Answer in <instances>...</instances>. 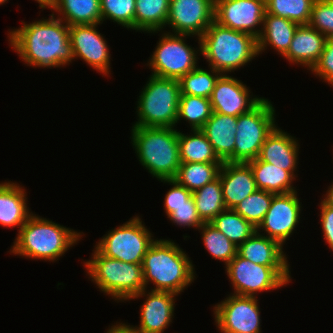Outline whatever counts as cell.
<instances>
[{
  "label": "cell",
  "mask_w": 333,
  "mask_h": 333,
  "mask_svg": "<svg viewBox=\"0 0 333 333\" xmlns=\"http://www.w3.org/2000/svg\"><path fill=\"white\" fill-rule=\"evenodd\" d=\"M50 16L29 24L24 22L8 34L12 48L27 65L59 67L74 59L69 26L60 17Z\"/></svg>",
  "instance_id": "1"
},
{
  "label": "cell",
  "mask_w": 333,
  "mask_h": 333,
  "mask_svg": "<svg viewBox=\"0 0 333 333\" xmlns=\"http://www.w3.org/2000/svg\"><path fill=\"white\" fill-rule=\"evenodd\" d=\"M145 289L153 282L152 291H168L178 295L194 280L195 273L191 260L171 240H155L147 250L143 262Z\"/></svg>",
  "instance_id": "2"
},
{
  "label": "cell",
  "mask_w": 333,
  "mask_h": 333,
  "mask_svg": "<svg viewBox=\"0 0 333 333\" xmlns=\"http://www.w3.org/2000/svg\"><path fill=\"white\" fill-rule=\"evenodd\" d=\"M198 39V51L209 62V66L221 74L234 71L259 55L257 38L249 33L220 26L215 21Z\"/></svg>",
  "instance_id": "3"
},
{
  "label": "cell",
  "mask_w": 333,
  "mask_h": 333,
  "mask_svg": "<svg viewBox=\"0 0 333 333\" xmlns=\"http://www.w3.org/2000/svg\"><path fill=\"white\" fill-rule=\"evenodd\" d=\"M132 144L142 166L158 180H173L181 161L173 127H132Z\"/></svg>",
  "instance_id": "4"
},
{
  "label": "cell",
  "mask_w": 333,
  "mask_h": 333,
  "mask_svg": "<svg viewBox=\"0 0 333 333\" xmlns=\"http://www.w3.org/2000/svg\"><path fill=\"white\" fill-rule=\"evenodd\" d=\"M18 232L11 253L53 262L81 237L80 233L33 213Z\"/></svg>",
  "instance_id": "5"
},
{
  "label": "cell",
  "mask_w": 333,
  "mask_h": 333,
  "mask_svg": "<svg viewBox=\"0 0 333 333\" xmlns=\"http://www.w3.org/2000/svg\"><path fill=\"white\" fill-rule=\"evenodd\" d=\"M92 256L84 265L101 291L121 301L145 295L142 264L106 257L96 248Z\"/></svg>",
  "instance_id": "6"
},
{
  "label": "cell",
  "mask_w": 333,
  "mask_h": 333,
  "mask_svg": "<svg viewBox=\"0 0 333 333\" xmlns=\"http://www.w3.org/2000/svg\"><path fill=\"white\" fill-rule=\"evenodd\" d=\"M177 79L151 75L138 99V122L134 126L175 127L180 100Z\"/></svg>",
  "instance_id": "7"
},
{
  "label": "cell",
  "mask_w": 333,
  "mask_h": 333,
  "mask_svg": "<svg viewBox=\"0 0 333 333\" xmlns=\"http://www.w3.org/2000/svg\"><path fill=\"white\" fill-rule=\"evenodd\" d=\"M275 110L268 99H263L248 113L237 117L234 162L247 163L258 158L266 137L276 127Z\"/></svg>",
  "instance_id": "8"
},
{
  "label": "cell",
  "mask_w": 333,
  "mask_h": 333,
  "mask_svg": "<svg viewBox=\"0 0 333 333\" xmlns=\"http://www.w3.org/2000/svg\"><path fill=\"white\" fill-rule=\"evenodd\" d=\"M226 272L234 287V295L254 297L290 282L289 266H264L237 255L226 265Z\"/></svg>",
  "instance_id": "9"
},
{
  "label": "cell",
  "mask_w": 333,
  "mask_h": 333,
  "mask_svg": "<svg viewBox=\"0 0 333 333\" xmlns=\"http://www.w3.org/2000/svg\"><path fill=\"white\" fill-rule=\"evenodd\" d=\"M152 234L137 216L109 231L96 245L104 256L123 262L142 264L143 258L154 242Z\"/></svg>",
  "instance_id": "10"
},
{
  "label": "cell",
  "mask_w": 333,
  "mask_h": 333,
  "mask_svg": "<svg viewBox=\"0 0 333 333\" xmlns=\"http://www.w3.org/2000/svg\"><path fill=\"white\" fill-rule=\"evenodd\" d=\"M181 34L165 33L150 59L152 75L179 80L197 67V51L188 46Z\"/></svg>",
  "instance_id": "11"
},
{
  "label": "cell",
  "mask_w": 333,
  "mask_h": 333,
  "mask_svg": "<svg viewBox=\"0 0 333 333\" xmlns=\"http://www.w3.org/2000/svg\"><path fill=\"white\" fill-rule=\"evenodd\" d=\"M254 297L232 295L214 306L221 333H260V311Z\"/></svg>",
  "instance_id": "12"
},
{
  "label": "cell",
  "mask_w": 333,
  "mask_h": 333,
  "mask_svg": "<svg viewBox=\"0 0 333 333\" xmlns=\"http://www.w3.org/2000/svg\"><path fill=\"white\" fill-rule=\"evenodd\" d=\"M265 12V0H215L214 21L258 38L262 30L255 27L263 24Z\"/></svg>",
  "instance_id": "13"
},
{
  "label": "cell",
  "mask_w": 333,
  "mask_h": 333,
  "mask_svg": "<svg viewBox=\"0 0 333 333\" xmlns=\"http://www.w3.org/2000/svg\"><path fill=\"white\" fill-rule=\"evenodd\" d=\"M215 0H170L166 24L174 34L199 38L214 22Z\"/></svg>",
  "instance_id": "14"
},
{
  "label": "cell",
  "mask_w": 333,
  "mask_h": 333,
  "mask_svg": "<svg viewBox=\"0 0 333 333\" xmlns=\"http://www.w3.org/2000/svg\"><path fill=\"white\" fill-rule=\"evenodd\" d=\"M301 204L297 192L274 194L270 208L256 231L263 229L270 239H274L282 246L293 233L300 219Z\"/></svg>",
  "instance_id": "15"
},
{
  "label": "cell",
  "mask_w": 333,
  "mask_h": 333,
  "mask_svg": "<svg viewBox=\"0 0 333 333\" xmlns=\"http://www.w3.org/2000/svg\"><path fill=\"white\" fill-rule=\"evenodd\" d=\"M249 92L248 87L236 78L226 73L219 75L209 98L212 111L234 117L248 113L264 99L249 97Z\"/></svg>",
  "instance_id": "16"
},
{
  "label": "cell",
  "mask_w": 333,
  "mask_h": 333,
  "mask_svg": "<svg viewBox=\"0 0 333 333\" xmlns=\"http://www.w3.org/2000/svg\"><path fill=\"white\" fill-rule=\"evenodd\" d=\"M98 24L69 26V40L74 59L80 57L93 69L109 74L110 55L106 40L99 34Z\"/></svg>",
  "instance_id": "17"
},
{
  "label": "cell",
  "mask_w": 333,
  "mask_h": 333,
  "mask_svg": "<svg viewBox=\"0 0 333 333\" xmlns=\"http://www.w3.org/2000/svg\"><path fill=\"white\" fill-rule=\"evenodd\" d=\"M218 177L226 209H233L257 190L253 171L248 163L223 162Z\"/></svg>",
  "instance_id": "18"
},
{
  "label": "cell",
  "mask_w": 333,
  "mask_h": 333,
  "mask_svg": "<svg viewBox=\"0 0 333 333\" xmlns=\"http://www.w3.org/2000/svg\"><path fill=\"white\" fill-rule=\"evenodd\" d=\"M177 294L168 291H152L140 310V327H133L137 333H162L172 322L174 300ZM174 298V299H173Z\"/></svg>",
  "instance_id": "19"
},
{
  "label": "cell",
  "mask_w": 333,
  "mask_h": 333,
  "mask_svg": "<svg viewBox=\"0 0 333 333\" xmlns=\"http://www.w3.org/2000/svg\"><path fill=\"white\" fill-rule=\"evenodd\" d=\"M326 41L327 37L309 24L299 25L284 57L311 70L318 62Z\"/></svg>",
  "instance_id": "20"
},
{
  "label": "cell",
  "mask_w": 333,
  "mask_h": 333,
  "mask_svg": "<svg viewBox=\"0 0 333 333\" xmlns=\"http://www.w3.org/2000/svg\"><path fill=\"white\" fill-rule=\"evenodd\" d=\"M237 117L212 112L200 129L222 162H234Z\"/></svg>",
  "instance_id": "21"
},
{
  "label": "cell",
  "mask_w": 333,
  "mask_h": 333,
  "mask_svg": "<svg viewBox=\"0 0 333 333\" xmlns=\"http://www.w3.org/2000/svg\"><path fill=\"white\" fill-rule=\"evenodd\" d=\"M298 143L291 135L275 127L266 137L258 158L289 171L294 177L298 157Z\"/></svg>",
  "instance_id": "22"
},
{
  "label": "cell",
  "mask_w": 333,
  "mask_h": 333,
  "mask_svg": "<svg viewBox=\"0 0 333 333\" xmlns=\"http://www.w3.org/2000/svg\"><path fill=\"white\" fill-rule=\"evenodd\" d=\"M283 246L255 231L247 240L238 246L237 253L249 261L264 266H289Z\"/></svg>",
  "instance_id": "23"
},
{
  "label": "cell",
  "mask_w": 333,
  "mask_h": 333,
  "mask_svg": "<svg viewBox=\"0 0 333 333\" xmlns=\"http://www.w3.org/2000/svg\"><path fill=\"white\" fill-rule=\"evenodd\" d=\"M26 199L25 190L18 184L0 183V225L20 229L31 215Z\"/></svg>",
  "instance_id": "24"
},
{
  "label": "cell",
  "mask_w": 333,
  "mask_h": 333,
  "mask_svg": "<svg viewBox=\"0 0 333 333\" xmlns=\"http://www.w3.org/2000/svg\"><path fill=\"white\" fill-rule=\"evenodd\" d=\"M262 25L261 34L257 38L258 53H262L267 44H270L284 56L290 48L293 35L299 24L265 12Z\"/></svg>",
  "instance_id": "25"
},
{
  "label": "cell",
  "mask_w": 333,
  "mask_h": 333,
  "mask_svg": "<svg viewBox=\"0 0 333 333\" xmlns=\"http://www.w3.org/2000/svg\"><path fill=\"white\" fill-rule=\"evenodd\" d=\"M247 163L253 171L257 189L274 194H285L296 191L291 185L295 177L289 171L274 164L263 162L259 158Z\"/></svg>",
  "instance_id": "26"
},
{
  "label": "cell",
  "mask_w": 333,
  "mask_h": 333,
  "mask_svg": "<svg viewBox=\"0 0 333 333\" xmlns=\"http://www.w3.org/2000/svg\"><path fill=\"white\" fill-rule=\"evenodd\" d=\"M52 9L68 26L102 23L100 0H55Z\"/></svg>",
  "instance_id": "27"
},
{
  "label": "cell",
  "mask_w": 333,
  "mask_h": 333,
  "mask_svg": "<svg viewBox=\"0 0 333 333\" xmlns=\"http://www.w3.org/2000/svg\"><path fill=\"white\" fill-rule=\"evenodd\" d=\"M192 135L178 131L179 156L181 163H223L200 129H193Z\"/></svg>",
  "instance_id": "28"
},
{
  "label": "cell",
  "mask_w": 333,
  "mask_h": 333,
  "mask_svg": "<svg viewBox=\"0 0 333 333\" xmlns=\"http://www.w3.org/2000/svg\"><path fill=\"white\" fill-rule=\"evenodd\" d=\"M170 0H135L134 30L160 31L169 13Z\"/></svg>",
  "instance_id": "29"
},
{
  "label": "cell",
  "mask_w": 333,
  "mask_h": 333,
  "mask_svg": "<svg viewBox=\"0 0 333 333\" xmlns=\"http://www.w3.org/2000/svg\"><path fill=\"white\" fill-rule=\"evenodd\" d=\"M223 163H181L174 180L194 192L218 178Z\"/></svg>",
  "instance_id": "30"
},
{
  "label": "cell",
  "mask_w": 333,
  "mask_h": 333,
  "mask_svg": "<svg viewBox=\"0 0 333 333\" xmlns=\"http://www.w3.org/2000/svg\"><path fill=\"white\" fill-rule=\"evenodd\" d=\"M192 197L195 201L198 216L203 223H209L220 212L226 210L219 177L192 192Z\"/></svg>",
  "instance_id": "31"
},
{
  "label": "cell",
  "mask_w": 333,
  "mask_h": 333,
  "mask_svg": "<svg viewBox=\"0 0 333 333\" xmlns=\"http://www.w3.org/2000/svg\"><path fill=\"white\" fill-rule=\"evenodd\" d=\"M209 223L237 246L242 244L256 231V227L233 209H226L220 212Z\"/></svg>",
  "instance_id": "32"
},
{
  "label": "cell",
  "mask_w": 333,
  "mask_h": 333,
  "mask_svg": "<svg viewBox=\"0 0 333 333\" xmlns=\"http://www.w3.org/2000/svg\"><path fill=\"white\" fill-rule=\"evenodd\" d=\"M212 106L209 98L194 95H180L177 122L180 118L188 120L191 131L201 129L212 115Z\"/></svg>",
  "instance_id": "33"
},
{
  "label": "cell",
  "mask_w": 333,
  "mask_h": 333,
  "mask_svg": "<svg viewBox=\"0 0 333 333\" xmlns=\"http://www.w3.org/2000/svg\"><path fill=\"white\" fill-rule=\"evenodd\" d=\"M207 72L202 68L196 67L188 74L181 77L179 81L181 95H194L198 97L210 98L214 89L215 83L221 75L212 67ZM215 73V74H214Z\"/></svg>",
  "instance_id": "34"
},
{
  "label": "cell",
  "mask_w": 333,
  "mask_h": 333,
  "mask_svg": "<svg viewBox=\"0 0 333 333\" xmlns=\"http://www.w3.org/2000/svg\"><path fill=\"white\" fill-rule=\"evenodd\" d=\"M315 0H265L266 13L287 18L299 25L309 24Z\"/></svg>",
  "instance_id": "35"
},
{
  "label": "cell",
  "mask_w": 333,
  "mask_h": 333,
  "mask_svg": "<svg viewBox=\"0 0 333 333\" xmlns=\"http://www.w3.org/2000/svg\"><path fill=\"white\" fill-rule=\"evenodd\" d=\"M200 229L206 250L213 258L225 261V265H227L237 255L238 246L213 225L203 223Z\"/></svg>",
  "instance_id": "36"
},
{
  "label": "cell",
  "mask_w": 333,
  "mask_h": 333,
  "mask_svg": "<svg viewBox=\"0 0 333 333\" xmlns=\"http://www.w3.org/2000/svg\"><path fill=\"white\" fill-rule=\"evenodd\" d=\"M273 195L274 193L257 189L233 210L257 228L270 208Z\"/></svg>",
  "instance_id": "37"
},
{
  "label": "cell",
  "mask_w": 333,
  "mask_h": 333,
  "mask_svg": "<svg viewBox=\"0 0 333 333\" xmlns=\"http://www.w3.org/2000/svg\"><path fill=\"white\" fill-rule=\"evenodd\" d=\"M102 22L111 19L134 30L135 0H100Z\"/></svg>",
  "instance_id": "38"
},
{
  "label": "cell",
  "mask_w": 333,
  "mask_h": 333,
  "mask_svg": "<svg viewBox=\"0 0 333 333\" xmlns=\"http://www.w3.org/2000/svg\"><path fill=\"white\" fill-rule=\"evenodd\" d=\"M309 25L327 38H333V0H315Z\"/></svg>",
  "instance_id": "39"
},
{
  "label": "cell",
  "mask_w": 333,
  "mask_h": 333,
  "mask_svg": "<svg viewBox=\"0 0 333 333\" xmlns=\"http://www.w3.org/2000/svg\"><path fill=\"white\" fill-rule=\"evenodd\" d=\"M168 218H170L173 223H176V225L184 227L193 226L199 229L203 225V222L198 216L195 201L192 196L186 201L185 205L175 207L174 212Z\"/></svg>",
  "instance_id": "40"
},
{
  "label": "cell",
  "mask_w": 333,
  "mask_h": 333,
  "mask_svg": "<svg viewBox=\"0 0 333 333\" xmlns=\"http://www.w3.org/2000/svg\"><path fill=\"white\" fill-rule=\"evenodd\" d=\"M311 71L333 86V38H327L324 50Z\"/></svg>",
  "instance_id": "41"
},
{
  "label": "cell",
  "mask_w": 333,
  "mask_h": 333,
  "mask_svg": "<svg viewBox=\"0 0 333 333\" xmlns=\"http://www.w3.org/2000/svg\"><path fill=\"white\" fill-rule=\"evenodd\" d=\"M161 181L173 185V187L167 192L164 200V209L169 217L174 212L175 207L186 204V201L192 196V192L184 186L179 185L174 179Z\"/></svg>",
  "instance_id": "42"
},
{
  "label": "cell",
  "mask_w": 333,
  "mask_h": 333,
  "mask_svg": "<svg viewBox=\"0 0 333 333\" xmlns=\"http://www.w3.org/2000/svg\"><path fill=\"white\" fill-rule=\"evenodd\" d=\"M321 208V225L324 234V239L329 244V248L333 251V207L326 205L323 201Z\"/></svg>",
  "instance_id": "43"
},
{
  "label": "cell",
  "mask_w": 333,
  "mask_h": 333,
  "mask_svg": "<svg viewBox=\"0 0 333 333\" xmlns=\"http://www.w3.org/2000/svg\"><path fill=\"white\" fill-rule=\"evenodd\" d=\"M107 333H137L133 329L130 328V325L126 324H117L114 327L112 326L110 329H108Z\"/></svg>",
  "instance_id": "44"
},
{
  "label": "cell",
  "mask_w": 333,
  "mask_h": 333,
  "mask_svg": "<svg viewBox=\"0 0 333 333\" xmlns=\"http://www.w3.org/2000/svg\"><path fill=\"white\" fill-rule=\"evenodd\" d=\"M326 194V197H324L325 199H323L322 201L326 205L333 207V184L329 187Z\"/></svg>",
  "instance_id": "45"
},
{
  "label": "cell",
  "mask_w": 333,
  "mask_h": 333,
  "mask_svg": "<svg viewBox=\"0 0 333 333\" xmlns=\"http://www.w3.org/2000/svg\"><path fill=\"white\" fill-rule=\"evenodd\" d=\"M37 1L40 5L41 8H52L54 5L55 0H35Z\"/></svg>",
  "instance_id": "46"
},
{
  "label": "cell",
  "mask_w": 333,
  "mask_h": 333,
  "mask_svg": "<svg viewBox=\"0 0 333 333\" xmlns=\"http://www.w3.org/2000/svg\"><path fill=\"white\" fill-rule=\"evenodd\" d=\"M7 0H0V4H4Z\"/></svg>",
  "instance_id": "47"
}]
</instances>
